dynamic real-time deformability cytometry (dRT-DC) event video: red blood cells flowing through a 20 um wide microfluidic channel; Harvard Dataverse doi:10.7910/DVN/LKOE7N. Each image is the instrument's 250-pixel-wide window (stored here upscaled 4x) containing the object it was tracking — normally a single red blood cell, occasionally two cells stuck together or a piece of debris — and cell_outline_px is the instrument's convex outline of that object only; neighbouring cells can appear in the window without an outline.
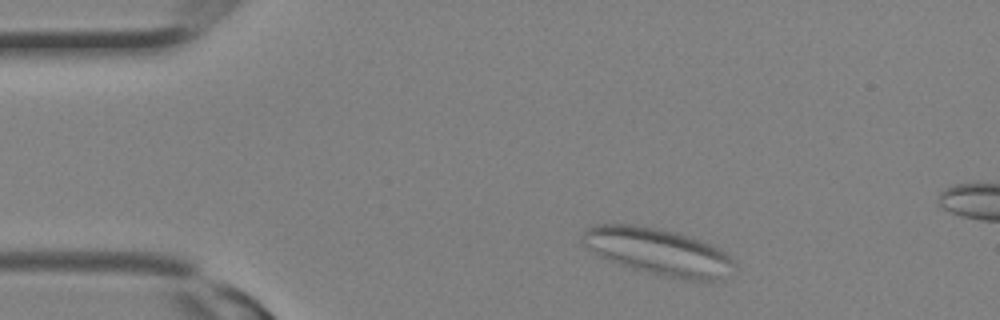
{"species": "Egyptian fruit bat (a non-hibernating species)", "species_latin": "Rousettus aegyptiacus", "temperature_condition": "room temperature", "stored_images_in_passage": 6, "camera_frame_rate_fps": 3000, "um_per_image_px": 0.085, "animal": {"sex": "female"}, "frame": {"image": 1, "passage_image": 2, "time_ms": 0.333, "image_size_px": [1000, 320], "cell_outline_px": [[736, 268], [716, 280], [704, 284], [664, 276], [632, 268], [600, 256], [588, 248], [580, 240], [584, 232], [588, 228], [596, 224], [636, 224], [676, 232], [688, 236], [708, 244], [724, 252], [736, 264]], "centroid_in_image_um": [55.97, 21.41], "position_along_channel_um": 29.0, "area_um2": 41.21}}